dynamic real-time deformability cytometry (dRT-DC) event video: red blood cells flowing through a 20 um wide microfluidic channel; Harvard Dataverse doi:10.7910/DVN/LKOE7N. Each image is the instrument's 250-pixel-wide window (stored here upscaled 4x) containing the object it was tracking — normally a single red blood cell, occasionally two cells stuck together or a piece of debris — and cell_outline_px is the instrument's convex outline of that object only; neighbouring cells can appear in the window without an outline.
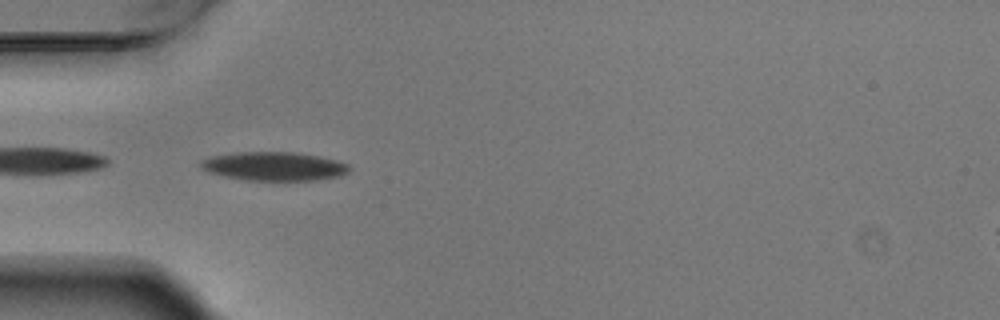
{"species": "Egyptian fruit bat (a non-hibernating species)", "species_latin": "Rousettus aegyptiacus", "temperature_condition": "warm", "stored_images_in_passage": 5, "camera_frame_rate_fps": 3000, "um_per_image_px": 0.085, "animal": {"sex": "male"}, "frame": {"image": 1, "passage_image": 4, "time_ms": 1.0, "image_size_px": [1000, 320], "cell_outline_px": [[348, 172], [340, 176], [316, 180], [244, 180], [224, 176], [212, 172], [204, 168], [200, 164], [200, 160], [208, 156], [236, 152], [296, 152], [320, 156], [336, 160], [348, 164]], "centroid_in_image_um": [23.3, 14.12], "position_along_channel_um": 61.7, "area_um2": 24.8}}